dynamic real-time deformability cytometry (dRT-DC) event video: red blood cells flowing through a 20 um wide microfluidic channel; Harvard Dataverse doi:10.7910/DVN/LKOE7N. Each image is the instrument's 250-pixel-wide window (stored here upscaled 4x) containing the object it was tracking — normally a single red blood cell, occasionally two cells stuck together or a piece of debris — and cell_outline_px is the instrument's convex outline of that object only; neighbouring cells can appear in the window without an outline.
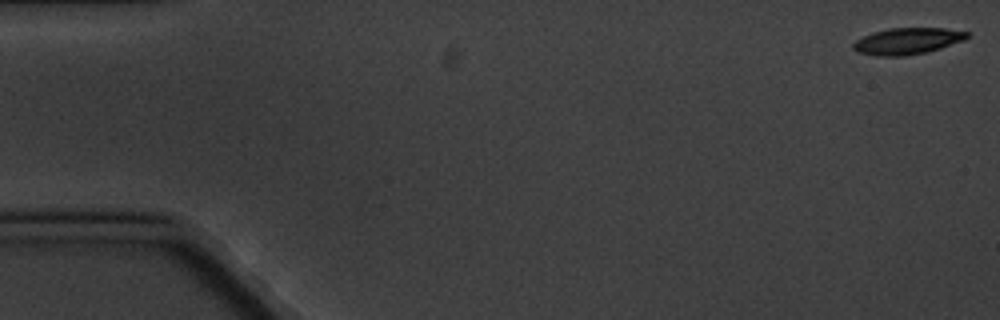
{"species": "common noctule bat (a hibernating species)", "species_latin": "Nyctalus noctula", "temperature_condition": "cold", "stored_images_in_passage": 4, "camera_frame_rate_fps": 3000, "um_per_image_px": 0.085, "animal": {"sex": "male", "body_mass_g": 20.1, "forearm_length_mm": 53.5}, "frame": {"image": 1, "passage_image": 1, "time_ms": 0.0, "image_size_px": [1000, 320], "cell_outline_px": [[968, 36], [964, 40], [940, 48], [924, 52], [904, 56], [876, 56], [856, 52], [852, 48], [852, 44], [856, 40], [872, 32], [888, 28], [944, 28], [968, 32]], "centroid_in_image_um": [77.07, 3.49], "position_along_channel_um": 7.9, "area_um2": 17.51}}